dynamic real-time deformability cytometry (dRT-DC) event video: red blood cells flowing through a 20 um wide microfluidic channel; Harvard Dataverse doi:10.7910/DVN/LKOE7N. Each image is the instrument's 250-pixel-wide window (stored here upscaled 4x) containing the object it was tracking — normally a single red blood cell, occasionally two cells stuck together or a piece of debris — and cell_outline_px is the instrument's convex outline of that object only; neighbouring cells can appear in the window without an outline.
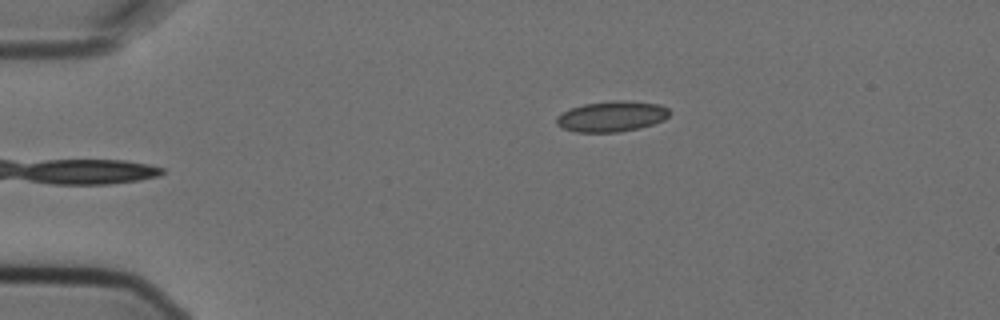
{"species": "Egyptian fruit bat (a non-hibernating species)", "species_latin": "Rousettus aegyptiacus", "temperature_condition": "cold", "stored_images_in_passage": 4, "camera_frame_rate_fps": 3000, "um_per_image_px": 0.085, "animal": {"sex": "female"}, "frame": {"image": 1, "passage_image": 4, "time_ms": 1.0, "image_size_px": [1000, 320], "cell_outline_px": [[668, 116], [664, 120], [640, 128], [616, 132], [576, 132], [564, 128], [556, 124], [556, 116], [572, 108], [584, 104], [616, 100], [624, 100], [660, 104], [668, 108]], "centroid_in_image_um": [52.0, 9.89], "position_along_channel_um": 33.0, "area_um2": 20.0}}